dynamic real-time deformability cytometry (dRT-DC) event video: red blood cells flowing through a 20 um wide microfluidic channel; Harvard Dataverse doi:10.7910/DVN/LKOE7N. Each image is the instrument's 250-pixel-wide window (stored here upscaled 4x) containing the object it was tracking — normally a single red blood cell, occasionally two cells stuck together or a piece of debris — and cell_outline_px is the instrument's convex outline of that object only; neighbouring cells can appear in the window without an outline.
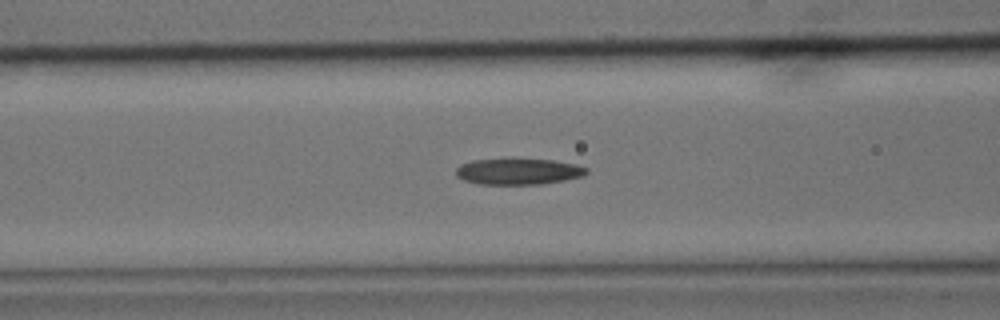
{"species": "common noctule bat (a hibernating species)", "species_latin": "Nyctalus noctula", "temperature_condition": "cold", "stored_images_in_passage": 47, "camera_frame_rate_fps": 3000, "um_per_image_px": 0.085, "animal": {"sex": "male", "body_mass_g": 15.6}, "frame": {"image": 1, "passage_image": 13, "time_ms": 4.0, "image_size_px": [1000, 320], "cell_outline_px": [[588, 172], [584, 176], [564, 180], [540, 184], [480, 184], [464, 180], [456, 176], [456, 168], [460, 164], [472, 160], [552, 160], [576, 164], [588, 168]], "centroid_in_image_um": [44.07, 14.59], "position_along_channel_um": 122.5, "area_um2": 19.59}}
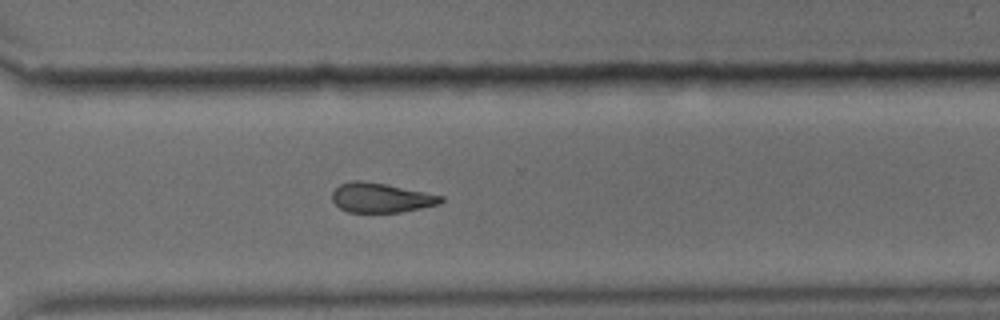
{"frame": {"image": 2, "passage_image": 31, "time_ms": 10.0, "image_size_px": [1000, 320], "cell_outline_px": [[444, 200], [440, 204], [400, 212], [348, 212], [340, 208], [332, 200], [332, 192], [340, 184], [352, 180], [364, 180], [444, 196]], "centroid_in_image_um": [32.37, 16.8], "position_along_channel_um": 338.2, "area_um2": 18.61}}
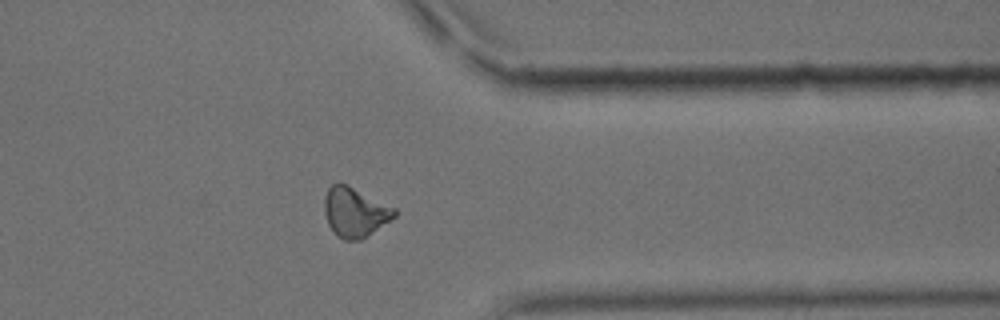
{"frame": {"image": 3, "passage_image": 35, "time_ms": 11.333, "image_size_px": [1000, 320], "cell_outline_px": [[396, 216], [364, 240], [344, 240], [328, 224], [324, 212], [324, 196], [328, 188], [332, 184], [340, 180], [396, 208]], "centroid_in_image_um": [30.18, 18.01], "position_along_channel_um": 381.2, "area_um2": 20.58}, "authors_computed_cell_mechanics": {"area_um2": 19.8254, "velocity_mm_per_s": 3.5973, "shape_relaxation_time_tau1_ms": 10.0067, "shape_relaxation_time_tau2_ms": 11.2643, "deformation_change_tau1": 0.2025, "deformation_change_tau2": 0.2218}}